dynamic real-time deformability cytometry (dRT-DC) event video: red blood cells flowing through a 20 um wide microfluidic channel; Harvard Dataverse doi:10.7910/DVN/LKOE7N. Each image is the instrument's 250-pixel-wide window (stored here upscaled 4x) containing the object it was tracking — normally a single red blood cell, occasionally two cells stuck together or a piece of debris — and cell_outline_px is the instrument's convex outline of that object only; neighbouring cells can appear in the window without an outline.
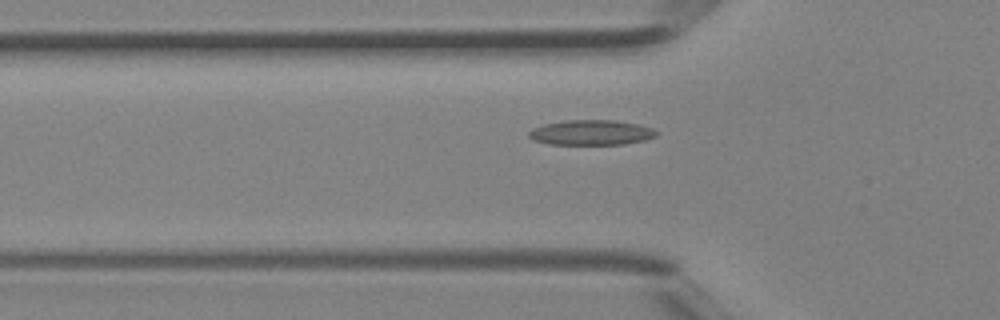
{"species": "Egyptian fruit bat (a non-hibernating species)", "species_latin": "Rousettus aegyptiacus", "temperature_condition": "room temperature", "stored_images_in_passage": 27, "camera_frame_rate_fps": 3000, "um_per_image_px": 0.085, "animal": {"sex": "female"}, "frame": {"image": 1, "passage_image": 3, "time_ms": 0.667, "image_size_px": [1000, 320], "cell_outline_px": [[660, 132], [656, 136], [644, 140], [624, 144], [552, 144], [532, 140], [528, 136], [528, 132], [532, 128], [544, 124], [564, 120], [612, 120], [636, 124], [652, 128]], "centroid_in_image_um": [50.23, 11.26], "position_along_channel_um": 75.6, "area_um2": 18.61}}
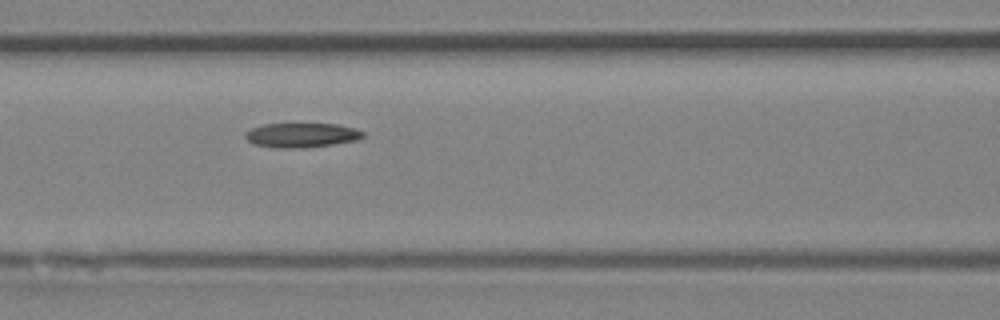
{"frame": {"image": 2, "passage_image": 7, "time_ms": 2.0, "image_size_px": [1000, 320], "cell_outline_px": [[364, 136], [356, 140], [308, 148], [272, 148], [252, 144], [244, 136], [244, 132], [252, 128], [264, 124], [336, 124], [356, 128], [364, 132]], "centroid_in_image_um": [25.6, 11.5], "position_along_channel_um": 141.0, "area_um2": 16.94}}
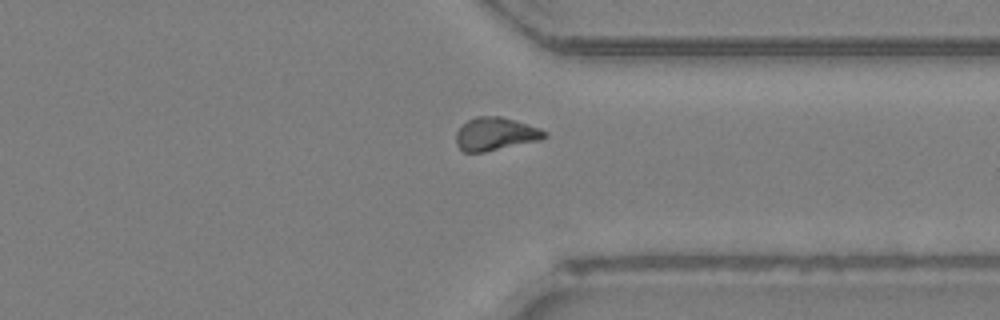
{"frame": {"image": 3, "passage_image": 21, "time_ms": 6.667, "image_size_px": [1000, 320], "cell_outline_px": [[548, 136], [540, 140], [484, 152], [464, 152], [456, 144], [456, 132], [468, 120], [476, 116], [500, 116], [540, 128], [548, 132]], "centroid_in_image_um": [42.12, 11.39], "position_along_channel_um": 369.3, "area_um2": 16.94}}